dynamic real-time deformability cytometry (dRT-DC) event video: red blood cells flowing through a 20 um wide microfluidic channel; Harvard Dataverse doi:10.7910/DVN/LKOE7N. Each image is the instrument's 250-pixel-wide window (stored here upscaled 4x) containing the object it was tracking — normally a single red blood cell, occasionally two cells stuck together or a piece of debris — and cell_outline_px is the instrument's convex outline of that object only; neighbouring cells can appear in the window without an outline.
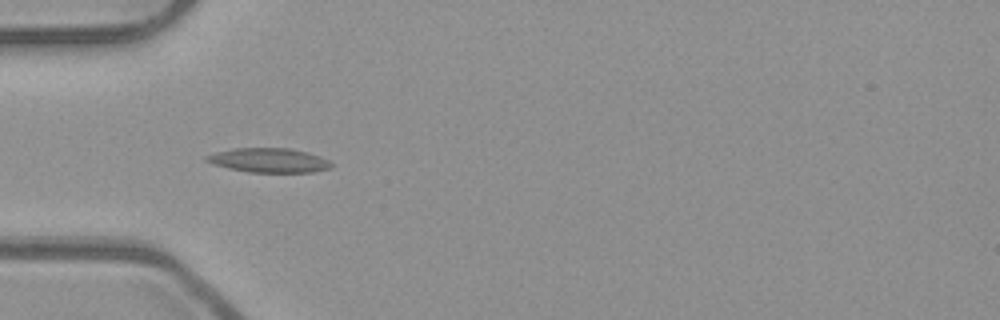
{"species": "common noctule bat (a hibernating species)", "species_latin": "Nyctalus noctula", "temperature_condition": "room temperature", "stored_images_in_passage": 13, "camera_frame_rate_fps": 3000, "um_per_image_px": 0.085, "animal": {"sex": "male", "body_mass_g": 23.1, "forearm_length_mm": 52.7}, "frame": {"image": 1, "passage_image": 6, "time_ms": 1.667, "image_size_px": [1000, 320], "cell_outline_px": [[332, 168], [312, 172], [248, 172], [228, 168], [212, 164], [204, 160], [204, 156], [216, 152], [232, 148], [292, 148], [308, 152], [320, 156], [328, 160], [332, 164]], "centroid_in_image_um": [22.84, 13.62], "position_along_channel_um": 62.2, "area_um2": 17.86}}